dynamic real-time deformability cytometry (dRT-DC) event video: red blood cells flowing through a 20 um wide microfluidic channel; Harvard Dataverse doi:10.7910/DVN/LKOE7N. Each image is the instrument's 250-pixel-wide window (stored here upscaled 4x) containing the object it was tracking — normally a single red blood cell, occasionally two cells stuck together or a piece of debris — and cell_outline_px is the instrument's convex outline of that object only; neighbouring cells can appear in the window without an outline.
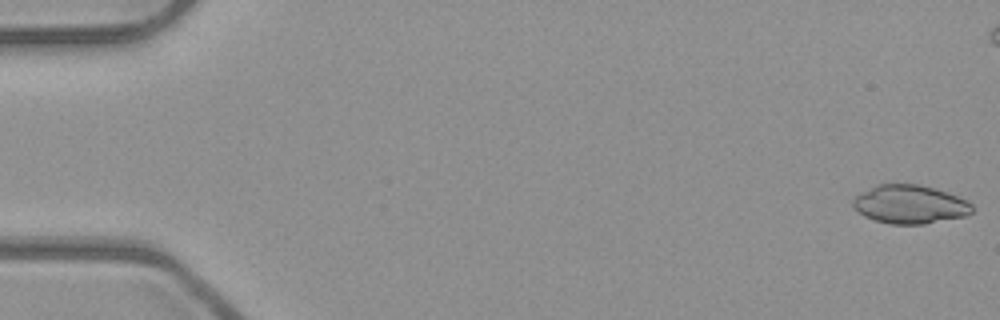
{"species": "common noctule bat (a hibernating species)", "species_latin": "Nyctalus noctula", "temperature_condition": "room temperature", "stored_images_in_passage": 15, "camera_frame_rate_fps": 3000, "um_per_image_px": 0.085, "animal": {"sex": "male", "body_mass_g": 23.1, "forearm_length_mm": 52.7}, "frame": {"image": 1, "passage_image": 1, "time_ms": 0.0, "image_size_px": [1000, 320], "cell_outline_px": [[972, 212], [964, 216], [924, 224], [892, 224], [876, 220], [864, 216], [852, 204], [852, 200], [856, 196], [876, 184], [920, 184], [956, 196], [972, 204]], "centroid_in_image_um": [77.32, 17.37], "position_along_channel_um": 7.7, "area_um2": 26.3}}